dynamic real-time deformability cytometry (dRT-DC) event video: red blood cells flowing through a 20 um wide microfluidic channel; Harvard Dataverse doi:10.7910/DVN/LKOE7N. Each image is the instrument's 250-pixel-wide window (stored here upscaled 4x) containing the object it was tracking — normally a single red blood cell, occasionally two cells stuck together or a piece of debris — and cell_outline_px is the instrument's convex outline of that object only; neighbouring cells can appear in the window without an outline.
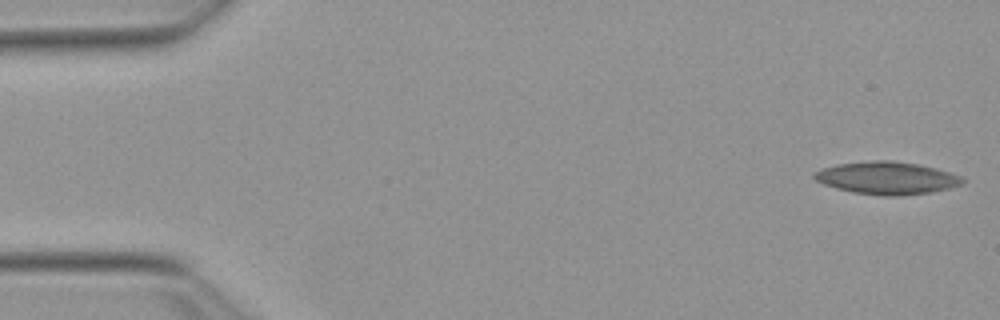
{"species": "Egyptian fruit bat (a non-hibernating species)", "species_latin": "Rousettus aegyptiacus", "temperature_condition": "warm", "stored_images_in_passage": 54, "camera_frame_rate_fps": 3000, "um_per_image_px": 0.085, "animal": {"sex": "female"}, "frame": {"image": 1, "passage_image": 1, "time_ms": 0.0, "image_size_px": [1000, 320], "cell_outline_px": [[964, 184], [932, 192], [904, 196], [884, 196], [852, 192], [836, 188], [824, 184], [816, 180], [812, 176], [812, 172], [820, 168], [840, 164], [872, 160], [888, 160], [916, 164], [936, 168], [960, 176], [964, 180]], "centroid_in_image_um": [75.36, 15.14], "position_along_channel_um": 9.6, "area_um2": 28.15}}
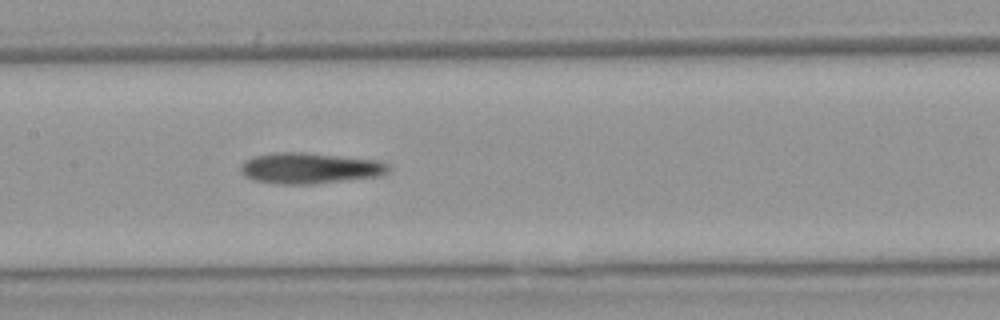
{"frame": {"image": 2, "passage_image": 25, "time_ms": 8.0, "image_size_px": [1000, 320], "cell_outline_px": [[388, 172], [380, 176], [312, 184], [276, 184], [252, 180], [244, 176], [240, 172], [240, 168], [244, 160], [252, 156], [276, 152], [304, 152], [380, 160], [388, 164]], "centroid_in_image_um": [26.29, 14.29], "position_along_channel_um": 181.1, "area_um2": 26.88}}
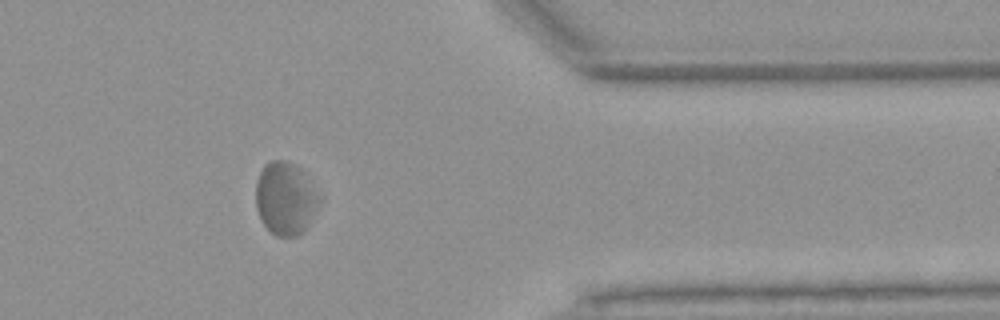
{"frame": {"image": 3, "passage_image": 43, "time_ms": 14.0, "image_size_px": [1000, 320], "cell_outline_px": [[320, 200], [304, 232], [296, 236], [276, 236], [260, 220], [256, 208], [256, 180], [264, 164], [272, 160], [284, 160], [300, 168], [320, 196]], "centroid_in_image_um": [24.23, 16.87], "position_along_channel_um": 387.2, "area_um2": 26.7}, "authors_computed_cell_mechanics": {"area_um2": 26.7614, "velocity_mm_per_s": 3.7631, "shape_relaxation_time_tau1_ms": null, "shape_relaxation_time_tau2_ms": 3.8849, "deformation_change_tau1": null, "deformation_change_tau2": 0.1029}}